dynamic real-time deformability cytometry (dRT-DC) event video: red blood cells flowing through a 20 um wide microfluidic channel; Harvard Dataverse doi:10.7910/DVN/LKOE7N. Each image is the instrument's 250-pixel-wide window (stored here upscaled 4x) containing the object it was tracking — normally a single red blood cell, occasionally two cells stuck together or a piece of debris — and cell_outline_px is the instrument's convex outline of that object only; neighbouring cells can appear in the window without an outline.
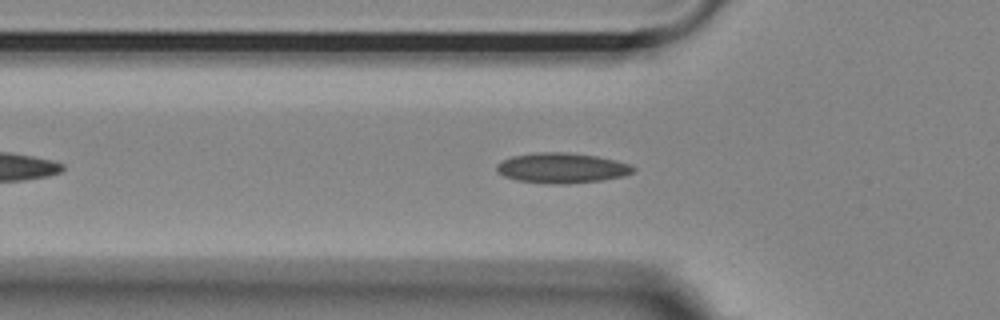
{"species": "Egyptian fruit bat (a non-hibernating species)", "species_latin": "Rousettus aegyptiacus", "temperature_condition": "room temperature", "stored_images_in_passage": 47, "camera_frame_rate_fps": 3000, "um_per_image_px": 0.085, "animal": {"sex": "female"}, "frame": {"image": 1, "passage_image": 10, "time_ms": 3.0, "image_size_px": [1000, 320], "cell_outline_px": [[636, 168], [632, 172], [624, 176], [600, 180], [568, 184], [548, 184], [516, 180], [504, 176], [496, 168], [496, 164], [500, 160], [512, 156], [540, 152], [568, 152], [596, 156], [616, 160], [628, 164]], "centroid_in_image_um": [47.73, 14.28], "position_along_channel_um": 78.1, "area_um2": 24.04}}
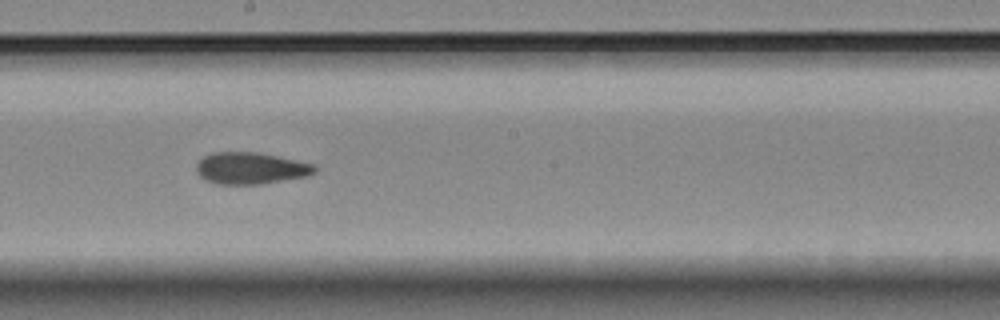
{"frame": {"image": 2, "passage_image": 22, "time_ms": 7.0, "image_size_px": [1000, 320], "cell_outline_px": [[316, 172], [308, 176], [260, 184], [216, 184], [200, 176], [196, 172], [196, 164], [204, 156], [212, 152], [260, 152], [316, 164]], "centroid_in_image_um": [21.33, 14.29], "position_along_channel_um": 226.9, "area_um2": 22.02}}
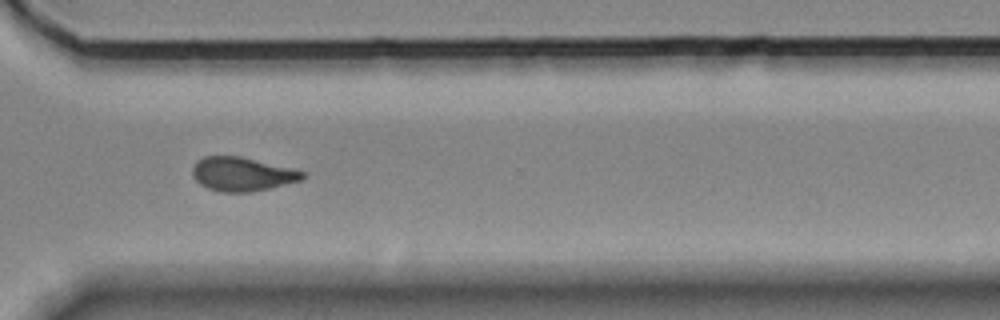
{"frame": {"image": 3, "passage_image": 32, "time_ms": 10.333, "image_size_px": [1000, 320], "cell_outline_px": [[308, 176], [300, 180], [252, 192], [220, 192], [208, 188], [200, 184], [192, 176], [192, 168], [196, 160], [204, 156], [240, 156], [304, 172]], "centroid_in_image_um": [20.52, 14.8], "position_along_channel_um": 350.1, "area_um2": 21.5}, "authors_computed_cell_mechanics": {"area_um2": 21.675, "velocity_mm_per_s": 3.6949, "shape_relaxation_time_tau1_ms": null, "shape_relaxation_time_tau2_ms": 5.1699, "deformation_change_tau1": null, "deformation_change_tau2": 0.1167}}